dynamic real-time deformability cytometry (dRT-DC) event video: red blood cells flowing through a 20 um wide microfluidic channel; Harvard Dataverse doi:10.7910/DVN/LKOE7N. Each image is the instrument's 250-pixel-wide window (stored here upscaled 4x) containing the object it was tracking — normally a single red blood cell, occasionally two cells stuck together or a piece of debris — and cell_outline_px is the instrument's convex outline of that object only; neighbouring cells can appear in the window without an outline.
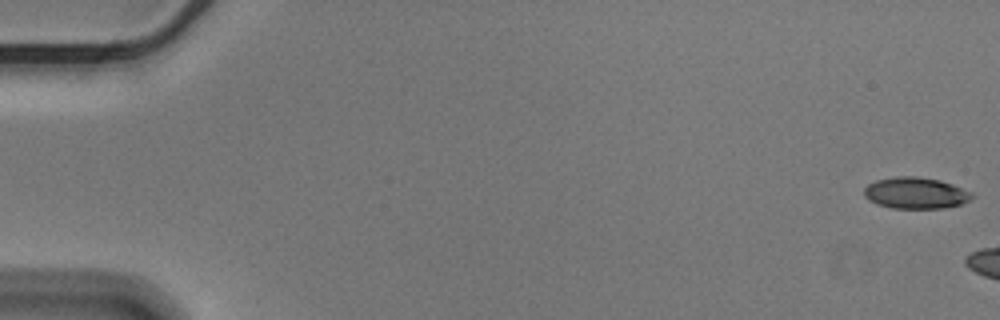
{"species": "Egyptian fruit bat (a non-hibernating species)", "species_latin": "Rousettus aegyptiacus", "temperature_condition": "cold", "stored_images_in_passage": 6, "camera_frame_rate_fps": 3000, "um_per_image_px": 0.085, "animal": {"sex": "male"}, "frame": {"image": 1, "passage_image": 1, "time_ms": 0.0, "image_size_px": [1000, 320], "cell_outline_px": [[976, 196], [960, 204], [944, 208], [892, 208], [876, 204], [868, 200], [864, 196], [864, 188], [868, 184], [876, 180], [896, 176], [916, 176], [940, 180], [952, 184], [972, 192]], "centroid_in_image_um": [77.81, 16.4], "position_along_channel_um": 7.2, "area_um2": 19.83}}